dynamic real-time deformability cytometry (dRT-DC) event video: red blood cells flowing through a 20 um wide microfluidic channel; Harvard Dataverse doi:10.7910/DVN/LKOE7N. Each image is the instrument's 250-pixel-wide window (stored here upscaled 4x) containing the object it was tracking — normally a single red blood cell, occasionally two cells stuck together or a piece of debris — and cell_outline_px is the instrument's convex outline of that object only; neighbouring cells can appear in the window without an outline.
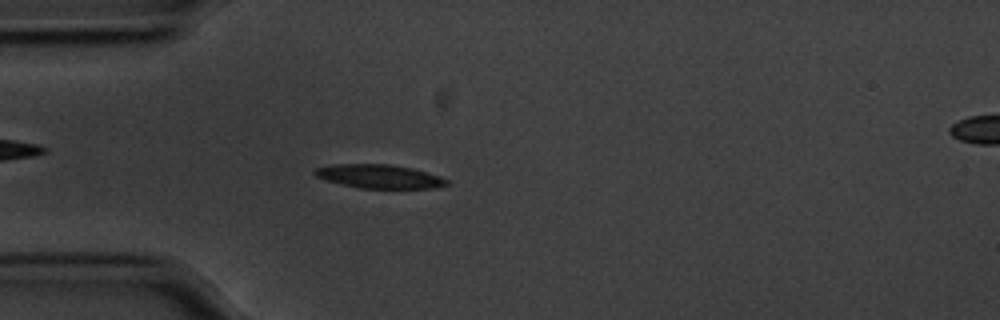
{"species": "common noctule bat (a hibernating species)", "species_latin": "Nyctalus noctula", "temperature_condition": "cold", "stored_images_in_passage": 56, "camera_frame_rate_fps": 3000, "um_per_image_px": 0.085, "animal": {"sex": "male", "body_mass_g": 20.1, "forearm_length_mm": 53.5}, "frame": {"image": 1, "passage_image": 15, "time_ms": 4.667, "image_size_px": [1000, 320], "cell_outline_px": [[448, 184], [436, 188], [360, 188], [328, 180], [316, 176], [312, 172], [316, 168], [336, 164], [388, 164], [412, 168], [440, 176], [448, 180]], "centroid_in_image_um": [32.27, 14.99], "position_along_channel_um": 52.7, "area_um2": 17.98}}
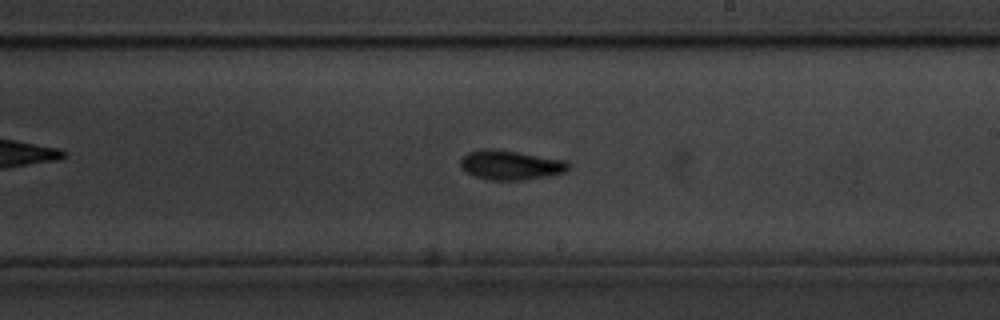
{"frame": {"image": 2, "passage_image": 32, "time_ms": 10.333, "image_size_px": [1000, 320], "cell_outline_px": [[568, 172], [528, 180], [492, 180], [476, 176], [468, 172], [460, 164], [460, 160], [468, 152], [484, 148], [492, 148], [520, 152], [568, 160]], "centroid_in_image_um": [43.46, 14.02], "position_along_channel_um": 245.5, "area_um2": 18.67}}
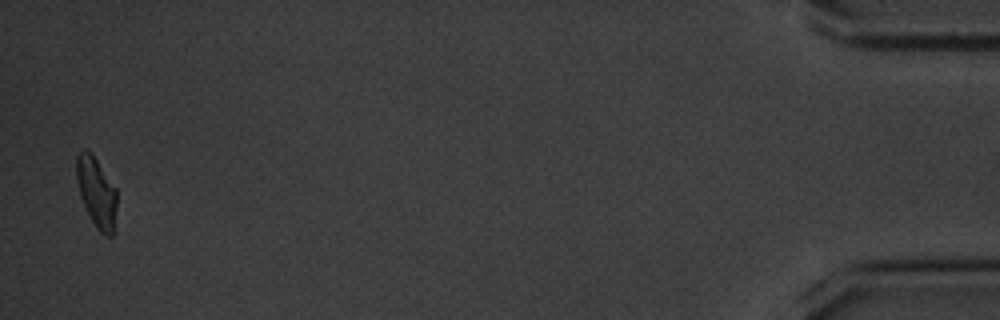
{"frame": {"image": 3, "passage_image": 55, "time_ms": 18.0, "image_size_px": [1000, 320], "cell_outline_px": [[116, 208], [112, 236], [108, 236], [100, 232], [96, 228], [80, 196], [76, 180], [76, 156], [84, 148], [88, 148], [116, 188]], "centroid_in_image_um": [8.18, 16.3], "position_along_channel_um": 427.0, "area_um2": 16.3}, "authors_computed_cell_mechanics": {"area_um2": 17.4845, "velocity_mm_per_s": 3.5283, "shape_relaxation_time_tau1_ms": 2.4971, "shape_relaxation_time_tau2_ms": null, "deformation_change_tau1": 0.1239, "deformation_change_tau2": null}}